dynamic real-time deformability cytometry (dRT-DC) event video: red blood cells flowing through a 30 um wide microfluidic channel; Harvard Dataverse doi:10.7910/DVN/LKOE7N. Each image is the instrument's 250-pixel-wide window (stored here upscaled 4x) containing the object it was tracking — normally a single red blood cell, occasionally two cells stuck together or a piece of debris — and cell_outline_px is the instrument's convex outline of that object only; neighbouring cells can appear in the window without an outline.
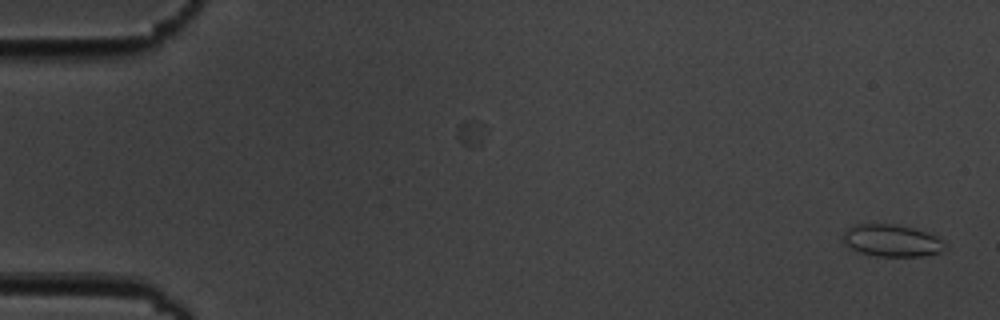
{"species": "common noctule bat (a hibernating species)", "species_latin": "Nyctalus noctula", "temperature_condition": "cold", "stored_images_in_passage": 2, "camera_frame_rate_fps": 3000, "um_per_image_px": 0.085, "animal": {"sex": "male", "body_mass_g": 19.5, "forearm_length_mm": 54.6}, "frame": {"image": 1, "passage_image": 2, "time_ms": 1.333, "image_size_px": [1000, 320], "cell_outline_px": [[944, 244], [940, 252], [920, 256], [876, 256], [860, 252], [852, 248], [844, 240], [844, 232], [852, 224], [896, 224], [912, 228], [936, 236]], "centroid_in_image_um": [75.76, 20.44], "position_along_channel_um": 9.2, "area_um2": 18.55}}